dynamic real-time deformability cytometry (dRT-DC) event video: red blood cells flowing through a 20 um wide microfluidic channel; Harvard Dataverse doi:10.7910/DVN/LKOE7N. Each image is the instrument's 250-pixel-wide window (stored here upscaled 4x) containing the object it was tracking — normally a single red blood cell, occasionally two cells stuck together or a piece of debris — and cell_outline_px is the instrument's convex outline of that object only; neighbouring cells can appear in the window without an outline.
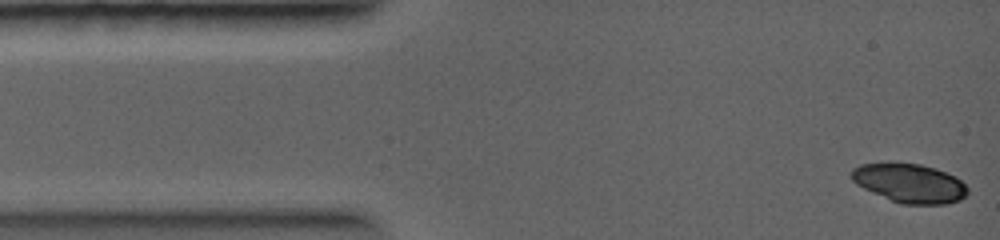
{"species": "common noctule bat (a hibernating species)", "species_latin": "Nyctalus noctula", "temperature_condition": "warm", "stored_images_in_passage": 6, "camera_frame_rate_fps": 5000, "um_per_image_px": 0.085, "animal": {"sex": "female", "body_mass_g": 19.0, "forearm_length_mm": 56.7}, "frame": {"image": 1, "passage_image": 1, "time_ms": 0.0, "image_size_px": [1000, 240], "cell_outline_px": [[968, 192], [960, 200], [944, 204], [900, 204], [872, 192], [856, 184], [852, 180], [852, 168], [860, 164], [920, 164], [936, 168], [956, 176], [968, 188]], "centroid_in_image_um": [77.34, 15.58], "position_along_channel_um": 7.7, "area_um2": 26.07}}
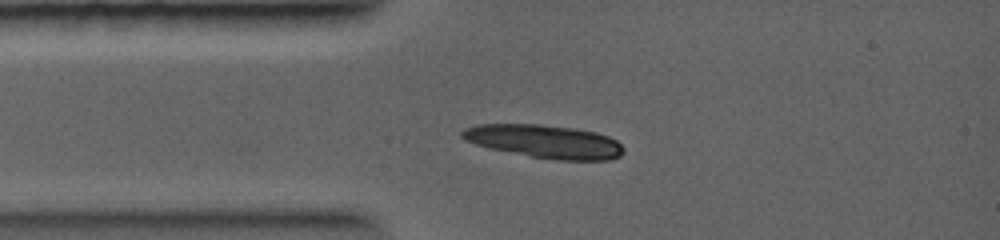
{"frame": {"image": 2, "passage_image": 6, "time_ms": 2.0, "image_size_px": [1000, 240], "cell_outline_px": [[624, 152], [620, 156], [612, 160], [556, 160], [532, 156], [488, 148], [464, 140], [460, 136], [460, 132], [464, 128], [476, 124], [540, 124], [572, 128], [596, 132], [608, 136], [616, 140], [624, 148]], "centroid_in_image_um": [46.28, 12.02], "position_along_channel_um": 38.7, "area_um2": 31.39}}